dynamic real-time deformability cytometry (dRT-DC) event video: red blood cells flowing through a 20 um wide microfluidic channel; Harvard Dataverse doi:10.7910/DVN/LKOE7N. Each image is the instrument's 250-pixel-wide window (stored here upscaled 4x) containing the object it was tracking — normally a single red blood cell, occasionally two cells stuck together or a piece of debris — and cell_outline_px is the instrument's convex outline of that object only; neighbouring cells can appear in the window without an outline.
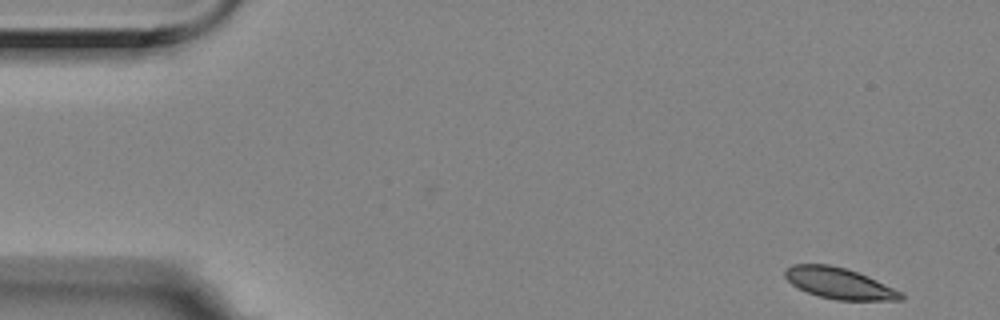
{"species": "Egyptian fruit bat (a non-hibernating species)", "species_latin": "Rousettus aegyptiacus", "temperature_condition": "room temperature", "stored_images_in_passage": 4, "camera_frame_rate_fps": 3000, "um_per_image_px": 0.085, "animal": {"sex": "female"}, "frame": {"image": 1, "passage_image": 1, "time_ms": 0.0, "image_size_px": [1000, 320], "cell_outline_px": [[904, 300], [836, 300], [820, 296], [796, 288], [784, 276], [784, 268], [792, 264], [828, 264], [844, 268], [868, 276], [900, 292], [904, 296]], "centroid_in_image_um": [71.27, 24.07], "position_along_channel_um": 13.7, "area_um2": 20.81}}